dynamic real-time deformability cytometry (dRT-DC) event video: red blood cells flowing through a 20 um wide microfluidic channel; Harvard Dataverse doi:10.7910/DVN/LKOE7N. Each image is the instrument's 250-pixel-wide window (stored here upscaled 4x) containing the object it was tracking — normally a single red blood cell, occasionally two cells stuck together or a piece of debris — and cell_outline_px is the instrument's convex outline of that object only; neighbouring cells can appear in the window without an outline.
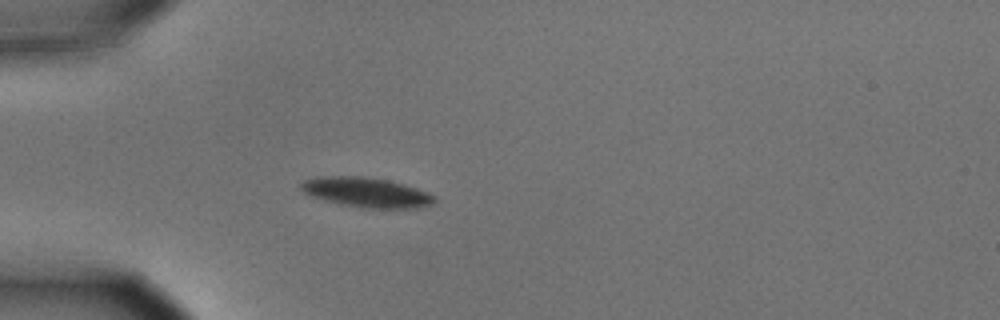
{"species": "common noctule bat (a hibernating species)", "species_latin": "Nyctalus noctula", "temperature_condition": "cold", "stored_images_in_passage": 1, "camera_frame_rate_fps": 3000, "um_per_image_px": 0.085, "animal": {"sex": "male", "body_mass_g": 15.6}, "frame": {"image": 1, "passage_image": 1, "time_ms": 0.0, "image_size_px": [1000, 320], "cell_outline_px": [[436, 200], [432, 204], [424, 208], [364, 208], [340, 204], [324, 200], [312, 196], [304, 192], [300, 188], [300, 184], [304, 180], [316, 176], [364, 176], [388, 180], [404, 184], [416, 188], [436, 196]], "centroid_in_image_um": [31.15, 16.35], "position_along_channel_um": 53.8, "area_um2": 23.35}}